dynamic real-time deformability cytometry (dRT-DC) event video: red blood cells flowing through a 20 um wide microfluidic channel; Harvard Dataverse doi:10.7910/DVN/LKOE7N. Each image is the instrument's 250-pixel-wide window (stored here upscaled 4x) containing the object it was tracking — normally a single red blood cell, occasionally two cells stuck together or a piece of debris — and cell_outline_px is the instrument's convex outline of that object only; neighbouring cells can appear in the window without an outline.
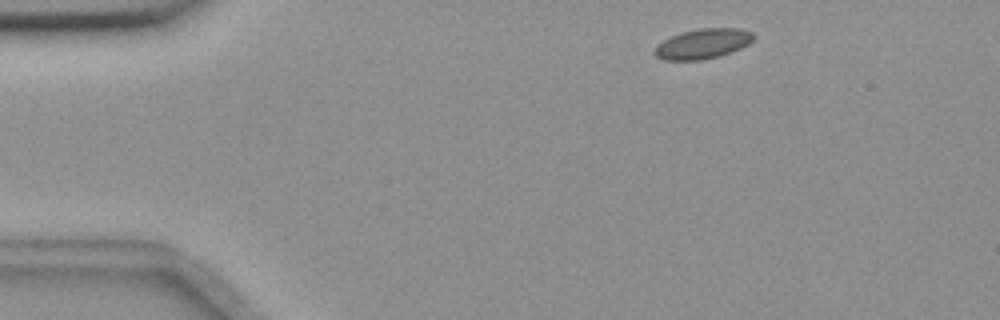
{"species": "common noctule bat (a hibernating species)", "species_latin": "Nyctalus noctula", "temperature_condition": "room temperature", "stored_images_in_passage": 50, "camera_frame_rate_fps": 3000, "um_per_image_px": 0.085, "animal": {"sex": "female", "body_mass_g": 18.4}, "frame": {"image": 1, "passage_image": 3, "time_ms": 0.667, "image_size_px": [1000, 320], "cell_outline_px": [[756, 36], [748, 44], [732, 52], [720, 56], [700, 60], [664, 60], [656, 56], [652, 52], [656, 44], [672, 36], [684, 32], [700, 28], [740, 28], [752, 32]], "centroid_in_image_um": [59.74, 3.72], "position_along_channel_um": 25.3, "area_um2": 17.34}}
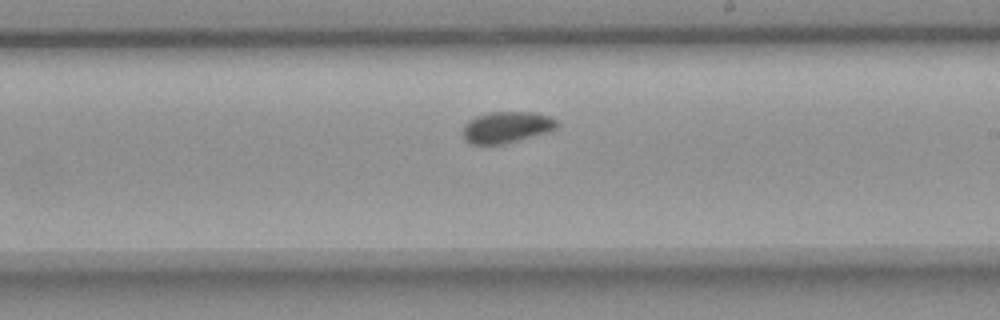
{"frame": {"image": 2, "passage_image": 27, "time_ms": 8.667, "image_size_px": [1000, 320], "cell_outline_px": [[560, 128], [548, 132], [504, 144], [468, 144], [464, 140], [464, 124], [468, 120], [476, 116], [492, 112], [536, 112], [548, 116], [556, 120], [560, 124]], "centroid_in_image_um": [43.09, 10.81], "position_along_channel_um": 245.9, "area_um2": 17.34}}
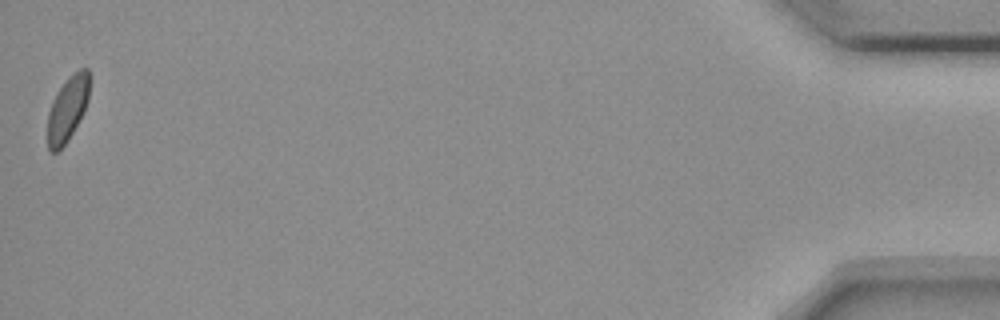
{"frame": {"image": 3, "passage_image": 50, "time_ms": 16.333, "image_size_px": [1000, 320], "cell_outline_px": [[92, 76], [88, 100], [84, 112], [72, 132], [64, 144], [56, 152], [52, 152], [48, 148], [48, 112], [52, 100], [56, 92], [80, 68], [88, 68]], "centroid_in_image_um": [5.78, 9.2], "position_along_channel_um": 429.4, "area_um2": 15.72}, "authors_computed_cell_mechanics": {"area_um2": 17.0799, "velocity_mm_per_s": 3.6275, "shape_relaxation_time_tau1_ms": 2.272, "shape_relaxation_time_tau2_ms": 4.3635, "deformation_change_tau1": 0.0343, "deformation_change_tau2": 0.0587}}